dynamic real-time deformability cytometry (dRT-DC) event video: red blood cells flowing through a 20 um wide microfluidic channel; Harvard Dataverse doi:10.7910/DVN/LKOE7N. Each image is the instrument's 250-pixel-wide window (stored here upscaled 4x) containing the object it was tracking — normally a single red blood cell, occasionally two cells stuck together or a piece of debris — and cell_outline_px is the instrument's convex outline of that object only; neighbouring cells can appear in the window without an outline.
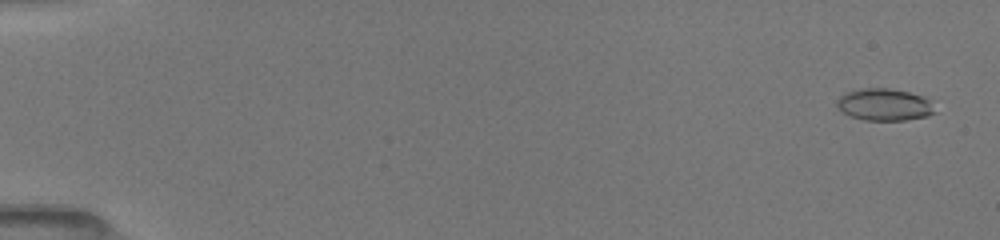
{"species": "common noctule bat (a hibernating species)", "species_latin": "Nyctalus noctula", "temperature_condition": "room temperature", "stored_images_in_passage": 52, "camera_frame_rate_fps": 3000, "um_per_image_px": 0.085, "animal": {"sex": "female", "body_mass_g": 19.5, "forearm_length_mm": 54.1}, "frame": {"image": 1, "passage_image": 3, "time_ms": 0.667, "image_size_px": [1000, 240], "cell_outline_px": [[936, 112], [928, 116], [904, 120], [864, 120], [848, 116], [836, 104], [836, 100], [844, 92], [864, 88], [888, 88], [908, 92], [924, 96], [928, 100]], "centroid_in_image_um": [75.15, 8.89], "position_along_channel_um": 9.9, "area_um2": 18.26}}
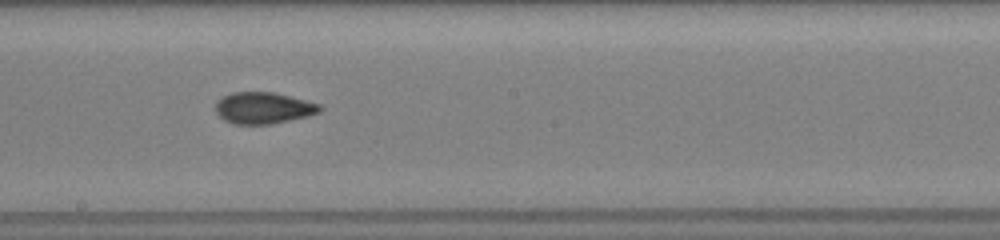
{"frame": {"image": 2, "passage_image": 31, "time_ms": 10.0, "image_size_px": [1000, 240], "cell_outline_px": [[324, 108], [320, 112], [308, 116], [272, 124], [232, 124], [224, 120], [216, 112], [216, 100], [232, 92], [276, 92], [320, 104]], "centroid_in_image_um": [22.4, 9.17], "position_along_channel_um": 225.8, "area_um2": 19.31}}
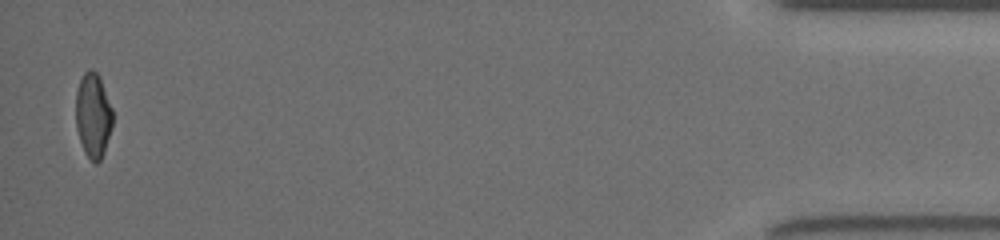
{"frame": {"image": 3, "passage_image": 51, "time_ms": 17.0, "image_size_px": [1000, 240], "cell_outline_px": [[112, 128], [104, 152], [100, 160], [96, 164], [84, 152], [76, 128], [76, 92], [80, 80], [84, 72], [88, 68], [92, 68], [100, 76], [112, 108]], "centroid_in_image_um": [7.92, 9.78], "position_along_channel_um": 427.3, "area_um2": 18.26}, "authors_computed_cell_mechanics": {"area_um2": 18.8428, "velocity_mm_per_s": 4.0127, "shape_relaxation_time_tau1_ms": 7.558, "shape_relaxation_time_tau2_ms": 1.5983, "deformation_change_tau1": 0.1905, "deformation_change_tau2": 0.0593}}